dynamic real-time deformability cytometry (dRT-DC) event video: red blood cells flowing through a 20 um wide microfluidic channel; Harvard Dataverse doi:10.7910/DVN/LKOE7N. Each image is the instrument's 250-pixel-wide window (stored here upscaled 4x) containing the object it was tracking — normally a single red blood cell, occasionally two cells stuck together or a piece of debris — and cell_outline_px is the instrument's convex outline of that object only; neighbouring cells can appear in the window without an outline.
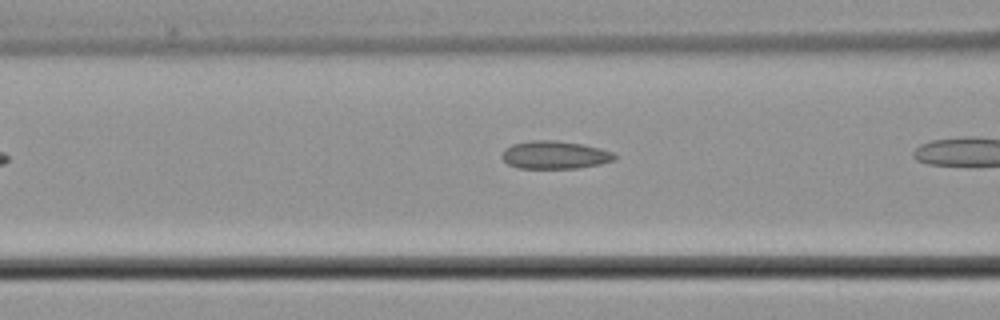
{"species": "common noctule bat (a hibernating species)", "species_latin": "Nyctalus noctula", "temperature_condition": "cold", "stored_images_in_passage": 5, "camera_frame_rate_fps": 3000, "um_per_image_px": 0.085, "animal": {"sex": "male", "body_mass_g": 21.5, "forearm_length_mm": 52.0}, "frame": {"image": 1, "passage_image": 4, "time_ms": 4.0, "image_size_px": [1000, 320], "cell_outline_px": [[616, 160], [600, 164], [576, 168], [520, 168], [508, 164], [500, 156], [504, 148], [512, 144], [532, 140], [556, 140], [580, 144], [600, 148], [612, 152], [616, 156]], "centroid_in_image_um": [47.13, 13.16], "position_along_channel_um": 119.5, "area_um2": 18.32}}
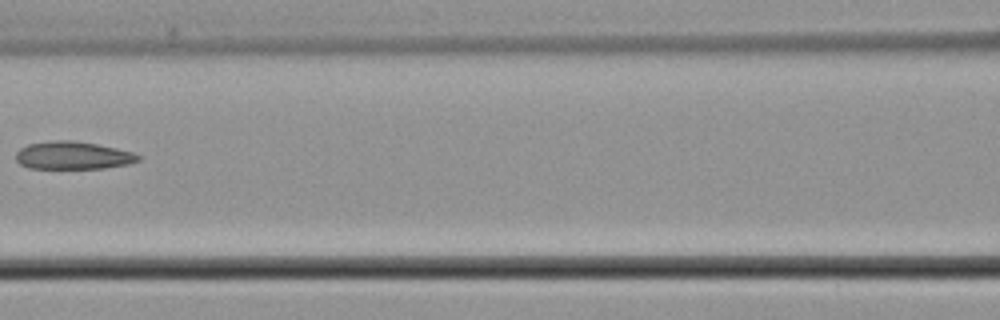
{"frame": {"image": 2, "passage_image": 5, "time_ms": 6.0, "image_size_px": [1000, 320], "cell_outline_px": [[140, 160], [128, 164], [104, 168], [28, 168], [20, 164], [16, 160], [16, 152], [20, 148], [28, 144], [56, 140], [72, 140], [96, 144], [116, 148], [132, 152], [140, 156]], "centroid_in_image_um": [6.18, 13.21], "position_along_channel_um": 160.4, "area_um2": 19.71}}